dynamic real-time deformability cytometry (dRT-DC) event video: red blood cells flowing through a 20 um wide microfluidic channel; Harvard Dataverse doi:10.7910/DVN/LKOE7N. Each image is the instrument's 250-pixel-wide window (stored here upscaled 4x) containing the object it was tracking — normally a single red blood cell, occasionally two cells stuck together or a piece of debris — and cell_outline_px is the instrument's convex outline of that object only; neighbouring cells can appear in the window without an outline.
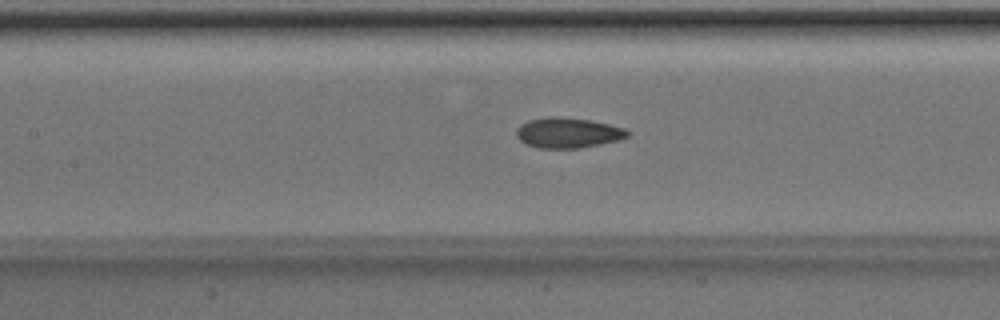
{"species": "Egyptian fruit bat (a non-hibernating species)", "species_latin": "Rousettus aegyptiacus", "temperature_condition": "room temperature", "stored_images_in_passage": 44, "camera_frame_rate_fps": 3000, "um_per_image_px": 0.085, "animal": {"sex": "male"}, "frame": {"image": 1, "passage_image": 17, "time_ms": 5.333, "image_size_px": [1000, 320], "cell_outline_px": [[632, 132], [628, 136], [620, 140], [580, 148], [540, 148], [528, 144], [520, 140], [516, 136], [516, 128], [520, 124], [528, 120], [560, 116], [592, 120], [624, 128]], "centroid_in_image_um": [48.3, 11.28], "position_along_channel_um": 159.1, "area_um2": 19.65}}
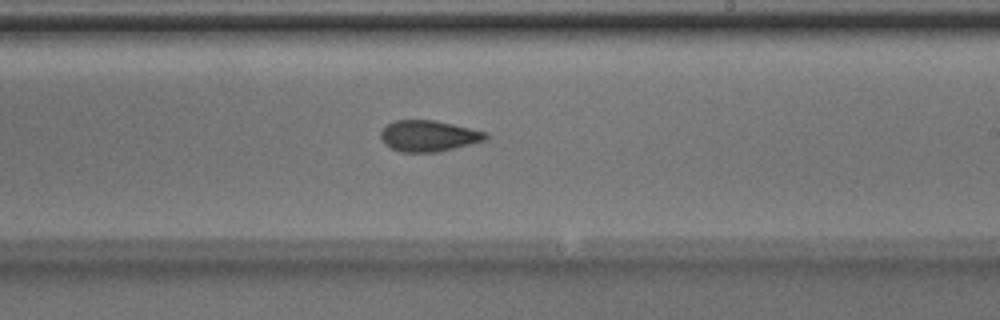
{"frame": {"image": 2, "passage_image": 24, "time_ms": 7.667, "image_size_px": [1000, 320], "cell_outline_px": [[488, 140], [440, 152], [400, 152], [384, 144], [380, 136], [380, 132], [388, 124], [396, 120], [436, 120], [488, 132]], "centroid_in_image_um": [36.47, 11.56], "position_along_channel_um": 252.5, "area_um2": 19.25}}
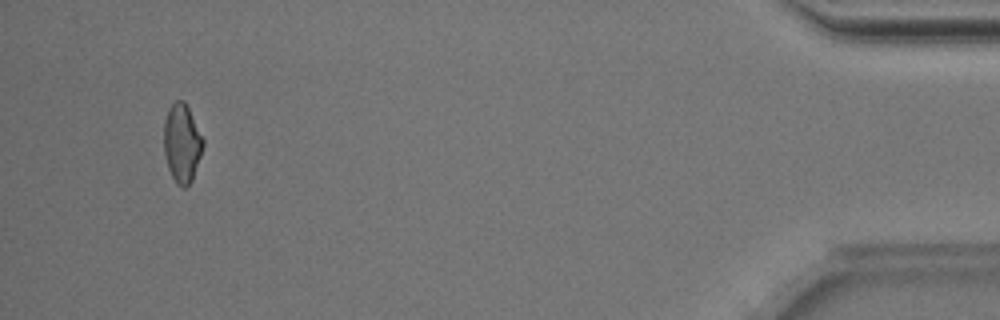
{"frame": {"image": 3, "passage_image": 42, "time_ms": 13.667, "image_size_px": [1000, 320], "cell_outline_px": [[204, 144], [192, 180], [184, 188], [180, 188], [176, 184], [168, 168], [164, 152], [164, 120], [168, 108], [176, 100], [184, 100], [204, 140]], "centroid_in_image_um": [15.45, 12.17], "position_along_channel_um": 419.8, "area_um2": 17.86}, "authors_computed_cell_mechanics": {"area_um2": 19.074, "velocity_mm_per_s": 4.0284, "shape_relaxation_time_tau1_ms": 3.7842, "shape_relaxation_time_tau2_ms": 2.9794, "deformation_change_tau1": 0.1072, "deformation_change_tau2": 0.0803}}